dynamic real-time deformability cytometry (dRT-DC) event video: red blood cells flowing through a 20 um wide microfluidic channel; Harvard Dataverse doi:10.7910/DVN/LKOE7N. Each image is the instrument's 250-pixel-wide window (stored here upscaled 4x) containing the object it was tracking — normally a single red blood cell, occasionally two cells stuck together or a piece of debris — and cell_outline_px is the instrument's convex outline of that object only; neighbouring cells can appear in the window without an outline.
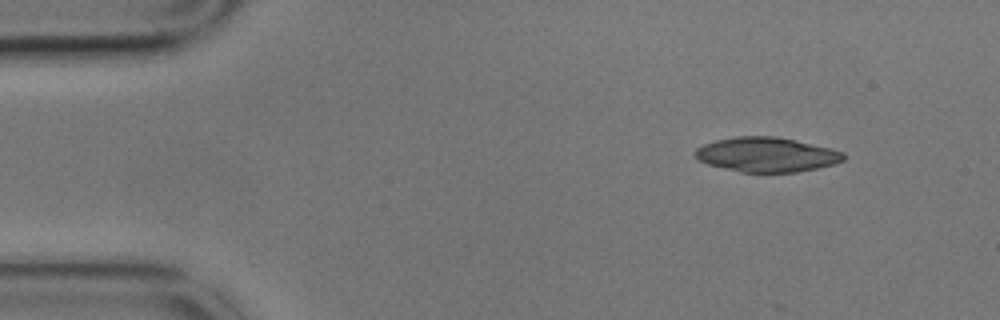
{"species": "common noctule bat (a hibernating species)", "species_latin": "Nyctalus noctula", "temperature_condition": "cold", "stored_images_in_passage": 4, "camera_frame_rate_fps": 3000, "um_per_image_px": 0.085, "animal": {"sex": "male", "body_mass_g": 17.9}, "frame": {"image": 1, "passage_image": 1, "time_ms": 0.0, "image_size_px": [1000, 320], "cell_outline_px": [[844, 160], [836, 164], [796, 172], [740, 172], [708, 164], [700, 160], [696, 156], [696, 148], [704, 144], [716, 140], [736, 136], [776, 136], [796, 140], [832, 148], [844, 152]], "centroid_in_image_um": [65.2, 13.13], "position_along_channel_um": 19.8, "area_um2": 29.88}}